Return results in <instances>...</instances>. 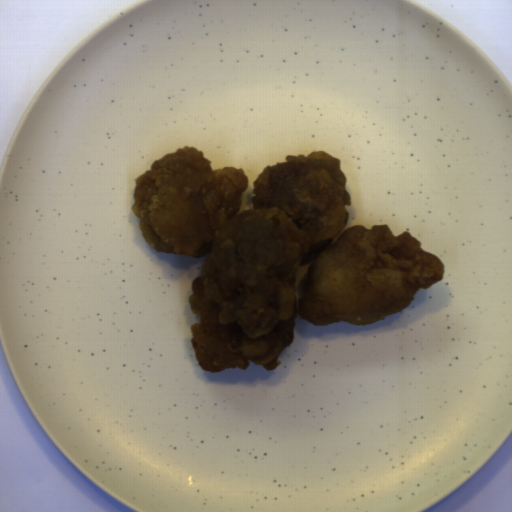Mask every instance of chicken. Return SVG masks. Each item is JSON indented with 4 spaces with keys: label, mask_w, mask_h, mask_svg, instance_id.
<instances>
[{
    "label": "chicken",
    "mask_w": 512,
    "mask_h": 512,
    "mask_svg": "<svg viewBox=\"0 0 512 512\" xmlns=\"http://www.w3.org/2000/svg\"><path fill=\"white\" fill-rule=\"evenodd\" d=\"M177 148L135 180L131 211L156 253L205 257L191 283L195 360L209 373L267 371L292 343L297 315L325 326L371 325L444 276L438 256L389 225L346 227L351 194L341 159L322 150L267 165L239 212L249 177L213 170Z\"/></svg>",
    "instance_id": "1"
}]
</instances>
